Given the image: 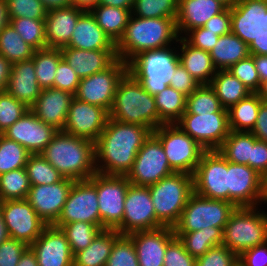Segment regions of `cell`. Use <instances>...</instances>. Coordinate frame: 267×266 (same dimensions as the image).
Returning <instances> with one entry per match:
<instances>
[{
	"instance_id": "1",
	"label": "cell",
	"mask_w": 267,
	"mask_h": 266,
	"mask_svg": "<svg viewBox=\"0 0 267 266\" xmlns=\"http://www.w3.org/2000/svg\"><path fill=\"white\" fill-rule=\"evenodd\" d=\"M152 131L139 124L108 119L95 142L96 171L103 175L126 176L138 151Z\"/></svg>"
},
{
	"instance_id": "2",
	"label": "cell",
	"mask_w": 267,
	"mask_h": 266,
	"mask_svg": "<svg viewBox=\"0 0 267 266\" xmlns=\"http://www.w3.org/2000/svg\"><path fill=\"white\" fill-rule=\"evenodd\" d=\"M179 35L174 18H141L131 14L123 37L116 44L118 59L128 63L143 51L177 44Z\"/></svg>"
},
{
	"instance_id": "3",
	"label": "cell",
	"mask_w": 267,
	"mask_h": 266,
	"mask_svg": "<svg viewBox=\"0 0 267 266\" xmlns=\"http://www.w3.org/2000/svg\"><path fill=\"white\" fill-rule=\"evenodd\" d=\"M64 178L88 180L97 173L95 143L58 131L40 153Z\"/></svg>"
},
{
	"instance_id": "4",
	"label": "cell",
	"mask_w": 267,
	"mask_h": 266,
	"mask_svg": "<svg viewBox=\"0 0 267 266\" xmlns=\"http://www.w3.org/2000/svg\"><path fill=\"white\" fill-rule=\"evenodd\" d=\"M109 118L123 123L139 124L152 132L164 124L159 119L155 97L128 71L118 83Z\"/></svg>"
},
{
	"instance_id": "5",
	"label": "cell",
	"mask_w": 267,
	"mask_h": 266,
	"mask_svg": "<svg viewBox=\"0 0 267 266\" xmlns=\"http://www.w3.org/2000/svg\"><path fill=\"white\" fill-rule=\"evenodd\" d=\"M175 46L177 45L143 51L127 63L128 72L153 96L169 86L175 69L180 64L178 49Z\"/></svg>"
},
{
	"instance_id": "6",
	"label": "cell",
	"mask_w": 267,
	"mask_h": 266,
	"mask_svg": "<svg viewBox=\"0 0 267 266\" xmlns=\"http://www.w3.org/2000/svg\"><path fill=\"white\" fill-rule=\"evenodd\" d=\"M156 219L165 227H174L194 192L193 175L173 173L148 186Z\"/></svg>"
},
{
	"instance_id": "7",
	"label": "cell",
	"mask_w": 267,
	"mask_h": 266,
	"mask_svg": "<svg viewBox=\"0 0 267 266\" xmlns=\"http://www.w3.org/2000/svg\"><path fill=\"white\" fill-rule=\"evenodd\" d=\"M265 242L267 212L258 206L236 207L223 229L222 244L239 256L245 250Z\"/></svg>"
},
{
	"instance_id": "8",
	"label": "cell",
	"mask_w": 267,
	"mask_h": 266,
	"mask_svg": "<svg viewBox=\"0 0 267 266\" xmlns=\"http://www.w3.org/2000/svg\"><path fill=\"white\" fill-rule=\"evenodd\" d=\"M236 206L225 200L203 197L193 192L182 211L174 232L199 231L206 227L225 228Z\"/></svg>"
},
{
	"instance_id": "9",
	"label": "cell",
	"mask_w": 267,
	"mask_h": 266,
	"mask_svg": "<svg viewBox=\"0 0 267 266\" xmlns=\"http://www.w3.org/2000/svg\"><path fill=\"white\" fill-rule=\"evenodd\" d=\"M152 133L160 140L171 169L193 175L205 152L203 147L175 123L163 124Z\"/></svg>"
},
{
	"instance_id": "10",
	"label": "cell",
	"mask_w": 267,
	"mask_h": 266,
	"mask_svg": "<svg viewBox=\"0 0 267 266\" xmlns=\"http://www.w3.org/2000/svg\"><path fill=\"white\" fill-rule=\"evenodd\" d=\"M130 184L126 176L96 173V190L102 229H115L122 235L124 202Z\"/></svg>"
},
{
	"instance_id": "11",
	"label": "cell",
	"mask_w": 267,
	"mask_h": 266,
	"mask_svg": "<svg viewBox=\"0 0 267 266\" xmlns=\"http://www.w3.org/2000/svg\"><path fill=\"white\" fill-rule=\"evenodd\" d=\"M83 221L101 227V219L96 190V173L88 180L75 181L58 220L53 226L60 228L64 224Z\"/></svg>"
},
{
	"instance_id": "12",
	"label": "cell",
	"mask_w": 267,
	"mask_h": 266,
	"mask_svg": "<svg viewBox=\"0 0 267 266\" xmlns=\"http://www.w3.org/2000/svg\"><path fill=\"white\" fill-rule=\"evenodd\" d=\"M175 173L167 160L160 140L153 134L145 140L137 153L131 170L126 175L136 186H149Z\"/></svg>"
},
{
	"instance_id": "13",
	"label": "cell",
	"mask_w": 267,
	"mask_h": 266,
	"mask_svg": "<svg viewBox=\"0 0 267 266\" xmlns=\"http://www.w3.org/2000/svg\"><path fill=\"white\" fill-rule=\"evenodd\" d=\"M175 124L205 151L218 150L230 132L228 111L200 115L183 113Z\"/></svg>"
},
{
	"instance_id": "14",
	"label": "cell",
	"mask_w": 267,
	"mask_h": 266,
	"mask_svg": "<svg viewBox=\"0 0 267 266\" xmlns=\"http://www.w3.org/2000/svg\"><path fill=\"white\" fill-rule=\"evenodd\" d=\"M194 192L228 201V161L217 151H205L193 174Z\"/></svg>"
},
{
	"instance_id": "15",
	"label": "cell",
	"mask_w": 267,
	"mask_h": 266,
	"mask_svg": "<svg viewBox=\"0 0 267 266\" xmlns=\"http://www.w3.org/2000/svg\"><path fill=\"white\" fill-rule=\"evenodd\" d=\"M127 71L128 64L118 59L106 70L82 78L74 97L91 105L99 106L109 113L118 83Z\"/></svg>"
},
{
	"instance_id": "16",
	"label": "cell",
	"mask_w": 267,
	"mask_h": 266,
	"mask_svg": "<svg viewBox=\"0 0 267 266\" xmlns=\"http://www.w3.org/2000/svg\"><path fill=\"white\" fill-rule=\"evenodd\" d=\"M9 238L20 240L30 246L47 224L38 216L27 199L0 202Z\"/></svg>"
},
{
	"instance_id": "17",
	"label": "cell",
	"mask_w": 267,
	"mask_h": 266,
	"mask_svg": "<svg viewBox=\"0 0 267 266\" xmlns=\"http://www.w3.org/2000/svg\"><path fill=\"white\" fill-rule=\"evenodd\" d=\"M228 201L236 207L267 204L264 177L248 165L228 162Z\"/></svg>"
},
{
	"instance_id": "18",
	"label": "cell",
	"mask_w": 267,
	"mask_h": 266,
	"mask_svg": "<svg viewBox=\"0 0 267 266\" xmlns=\"http://www.w3.org/2000/svg\"><path fill=\"white\" fill-rule=\"evenodd\" d=\"M163 227L156 219L148 186L130 184L124 202L122 235Z\"/></svg>"
},
{
	"instance_id": "19",
	"label": "cell",
	"mask_w": 267,
	"mask_h": 266,
	"mask_svg": "<svg viewBox=\"0 0 267 266\" xmlns=\"http://www.w3.org/2000/svg\"><path fill=\"white\" fill-rule=\"evenodd\" d=\"M108 119L109 113L105 109L74 97L62 131L95 143Z\"/></svg>"
},
{
	"instance_id": "20",
	"label": "cell",
	"mask_w": 267,
	"mask_h": 266,
	"mask_svg": "<svg viewBox=\"0 0 267 266\" xmlns=\"http://www.w3.org/2000/svg\"><path fill=\"white\" fill-rule=\"evenodd\" d=\"M58 132L29 109L2 135L22 145L30 154H40Z\"/></svg>"
},
{
	"instance_id": "21",
	"label": "cell",
	"mask_w": 267,
	"mask_h": 266,
	"mask_svg": "<svg viewBox=\"0 0 267 266\" xmlns=\"http://www.w3.org/2000/svg\"><path fill=\"white\" fill-rule=\"evenodd\" d=\"M74 182L64 178L50 185L31 186L26 199L47 225H53L61 214Z\"/></svg>"
},
{
	"instance_id": "22",
	"label": "cell",
	"mask_w": 267,
	"mask_h": 266,
	"mask_svg": "<svg viewBox=\"0 0 267 266\" xmlns=\"http://www.w3.org/2000/svg\"><path fill=\"white\" fill-rule=\"evenodd\" d=\"M35 253L38 266H73V253L60 228L47 225L29 246Z\"/></svg>"
},
{
	"instance_id": "23",
	"label": "cell",
	"mask_w": 267,
	"mask_h": 266,
	"mask_svg": "<svg viewBox=\"0 0 267 266\" xmlns=\"http://www.w3.org/2000/svg\"><path fill=\"white\" fill-rule=\"evenodd\" d=\"M127 236L134 243L139 266H163L167 245L176 237L174 229L165 226Z\"/></svg>"
},
{
	"instance_id": "24",
	"label": "cell",
	"mask_w": 267,
	"mask_h": 266,
	"mask_svg": "<svg viewBox=\"0 0 267 266\" xmlns=\"http://www.w3.org/2000/svg\"><path fill=\"white\" fill-rule=\"evenodd\" d=\"M73 98V94L61 89H42L40 96L29 109L45 124L62 131Z\"/></svg>"
},
{
	"instance_id": "25",
	"label": "cell",
	"mask_w": 267,
	"mask_h": 266,
	"mask_svg": "<svg viewBox=\"0 0 267 266\" xmlns=\"http://www.w3.org/2000/svg\"><path fill=\"white\" fill-rule=\"evenodd\" d=\"M60 50L62 58L80 79L102 72L118 60L116 49L84 50L62 47Z\"/></svg>"
},
{
	"instance_id": "26",
	"label": "cell",
	"mask_w": 267,
	"mask_h": 266,
	"mask_svg": "<svg viewBox=\"0 0 267 266\" xmlns=\"http://www.w3.org/2000/svg\"><path fill=\"white\" fill-rule=\"evenodd\" d=\"M85 10L74 5L47 11L45 17L46 48H62L69 44L79 17Z\"/></svg>"
},
{
	"instance_id": "27",
	"label": "cell",
	"mask_w": 267,
	"mask_h": 266,
	"mask_svg": "<svg viewBox=\"0 0 267 266\" xmlns=\"http://www.w3.org/2000/svg\"><path fill=\"white\" fill-rule=\"evenodd\" d=\"M226 7L217 0H179L176 28L179 37L188 31L203 27L213 16L223 12Z\"/></svg>"
},
{
	"instance_id": "28",
	"label": "cell",
	"mask_w": 267,
	"mask_h": 266,
	"mask_svg": "<svg viewBox=\"0 0 267 266\" xmlns=\"http://www.w3.org/2000/svg\"><path fill=\"white\" fill-rule=\"evenodd\" d=\"M6 91L28 108L35 103L42 88L37 82L33 59L12 64Z\"/></svg>"
},
{
	"instance_id": "29",
	"label": "cell",
	"mask_w": 267,
	"mask_h": 266,
	"mask_svg": "<svg viewBox=\"0 0 267 266\" xmlns=\"http://www.w3.org/2000/svg\"><path fill=\"white\" fill-rule=\"evenodd\" d=\"M65 47L84 50L116 49V44L97 24L90 11H85L78 19L70 42Z\"/></svg>"
},
{
	"instance_id": "30",
	"label": "cell",
	"mask_w": 267,
	"mask_h": 266,
	"mask_svg": "<svg viewBox=\"0 0 267 266\" xmlns=\"http://www.w3.org/2000/svg\"><path fill=\"white\" fill-rule=\"evenodd\" d=\"M177 43L178 55L183 67L200 85L210 84L217 69L213 65L209 52L191 46L182 37H179Z\"/></svg>"
},
{
	"instance_id": "31",
	"label": "cell",
	"mask_w": 267,
	"mask_h": 266,
	"mask_svg": "<svg viewBox=\"0 0 267 266\" xmlns=\"http://www.w3.org/2000/svg\"><path fill=\"white\" fill-rule=\"evenodd\" d=\"M259 0H238L231 8V32L248 46L258 37Z\"/></svg>"
},
{
	"instance_id": "32",
	"label": "cell",
	"mask_w": 267,
	"mask_h": 266,
	"mask_svg": "<svg viewBox=\"0 0 267 266\" xmlns=\"http://www.w3.org/2000/svg\"><path fill=\"white\" fill-rule=\"evenodd\" d=\"M121 236L115 229H103L84 250L73 255V266H106L114 242Z\"/></svg>"
},
{
	"instance_id": "33",
	"label": "cell",
	"mask_w": 267,
	"mask_h": 266,
	"mask_svg": "<svg viewBox=\"0 0 267 266\" xmlns=\"http://www.w3.org/2000/svg\"><path fill=\"white\" fill-rule=\"evenodd\" d=\"M214 67L227 70L238 61L250 55L249 46L232 32L221 35L209 51Z\"/></svg>"
},
{
	"instance_id": "34",
	"label": "cell",
	"mask_w": 267,
	"mask_h": 266,
	"mask_svg": "<svg viewBox=\"0 0 267 266\" xmlns=\"http://www.w3.org/2000/svg\"><path fill=\"white\" fill-rule=\"evenodd\" d=\"M130 9L116 8L98 4L90 12L95 17L100 28L117 44L123 37L129 18Z\"/></svg>"
},
{
	"instance_id": "35",
	"label": "cell",
	"mask_w": 267,
	"mask_h": 266,
	"mask_svg": "<svg viewBox=\"0 0 267 266\" xmlns=\"http://www.w3.org/2000/svg\"><path fill=\"white\" fill-rule=\"evenodd\" d=\"M210 86L214 89L223 108L227 110L252 93L229 70H217Z\"/></svg>"
},
{
	"instance_id": "36",
	"label": "cell",
	"mask_w": 267,
	"mask_h": 266,
	"mask_svg": "<svg viewBox=\"0 0 267 266\" xmlns=\"http://www.w3.org/2000/svg\"><path fill=\"white\" fill-rule=\"evenodd\" d=\"M184 244L186 251L194 258L204 255L209 249L222 244L223 229L206 227L199 231L174 232Z\"/></svg>"
},
{
	"instance_id": "37",
	"label": "cell",
	"mask_w": 267,
	"mask_h": 266,
	"mask_svg": "<svg viewBox=\"0 0 267 266\" xmlns=\"http://www.w3.org/2000/svg\"><path fill=\"white\" fill-rule=\"evenodd\" d=\"M261 102L256 93H251L228 109L230 130L251 132L255 126Z\"/></svg>"
},
{
	"instance_id": "38",
	"label": "cell",
	"mask_w": 267,
	"mask_h": 266,
	"mask_svg": "<svg viewBox=\"0 0 267 266\" xmlns=\"http://www.w3.org/2000/svg\"><path fill=\"white\" fill-rule=\"evenodd\" d=\"M254 135L251 132H229L217 150L228 162L248 165L251 160Z\"/></svg>"
},
{
	"instance_id": "39",
	"label": "cell",
	"mask_w": 267,
	"mask_h": 266,
	"mask_svg": "<svg viewBox=\"0 0 267 266\" xmlns=\"http://www.w3.org/2000/svg\"><path fill=\"white\" fill-rule=\"evenodd\" d=\"M154 97L159 119L164 124L176 123L186 111L187 96L171 86H167Z\"/></svg>"
},
{
	"instance_id": "40",
	"label": "cell",
	"mask_w": 267,
	"mask_h": 266,
	"mask_svg": "<svg viewBox=\"0 0 267 266\" xmlns=\"http://www.w3.org/2000/svg\"><path fill=\"white\" fill-rule=\"evenodd\" d=\"M33 63L37 82L42 89L54 87L55 72L63 59L60 48H44L35 50Z\"/></svg>"
},
{
	"instance_id": "41",
	"label": "cell",
	"mask_w": 267,
	"mask_h": 266,
	"mask_svg": "<svg viewBox=\"0 0 267 266\" xmlns=\"http://www.w3.org/2000/svg\"><path fill=\"white\" fill-rule=\"evenodd\" d=\"M34 51L10 23L0 31V54L12 64L32 59Z\"/></svg>"
},
{
	"instance_id": "42",
	"label": "cell",
	"mask_w": 267,
	"mask_h": 266,
	"mask_svg": "<svg viewBox=\"0 0 267 266\" xmlns=\"http://www.w3.org/2000/svg\"><path fill=\"white\" fill-rule=\"evenodd\" d=\"M31 188L25 168L12 170L0 175V202L26 199Z\"/></svg>"
},
{
	"instance_id": "43",
	"label": "cell",
	"mask_w": 267,
	"mask_h": 266,
	"mask_svg": "<svg viewBox=\"0 0 267 266\" xmlns=\"http://www.w3.org/2000/svg\"><path fill=\"white\" fill-rule=\"evenodd\" d=\"M218 111H228L221 105L214 89L210 84H201L187 97L186 111L192 114H211Z\"/></svg>"
},
{
	"instance_id": "44",
	"label": "cell",
	"mask_w": 267,
	"mask_h": 266,
	"mask_svg": "<svg viewBox=\"0 0 267 266\" xmlns=\"http://www.w3.org/2000/svg\"><path fill=\"white\" fill-rule=\"evenodd\" d=\"M60 229L65 234L73 255L86 249L97 234L103 230L98 225L83 221L64 224Z\"/></svg>"
},
{
	"instance_id": "45",
	"label": "cell",
	"mask_w": 267,
	"mask_h": 266,
	"mask_svg": "<svg viewBox=\"0 0 267 266\" xmlns=\"http://www.w3.org/2000/svg\"><path fill=\"white\" fill-rule=\"evenodd\" d=\"M25 169L31 186L50 185L64 179L41 154H30Z\"/></svg>"
},
{
	"instance_id": "46",
	"label": "cell",
	"mask_w": 267,
	"mask_h": 266,
	"mask_svg": "<svg viewBox=\"0 0 267 266\" xmlns=\"http://www.w3.org/2000/svg\"><path fill=\"white\" fill-rule=\"evenodd\" d=\"M21 38L35 50L46 48L45 19L9 18Z\"/></svg>"
},
{
	"instance_id": "47",
	"label": "cell",
	"mask_w": 267,
	"mask_h": 266,
	"mask_svg": "<svg viewBox=\"0 0 267 266\" xmlns=\"http://www.w3.org/2000/svg\"><path fill=\"white\" fill-rule=\"evenodd\" d=\"M179 0H135L132 15L141 18H174Z\"/></svg>"
},
{
	"instance_id": "48",
	"label": "cell",
	"mask_w": 267,
	"mask_h": 266,
	"mask_svg": "<svg viewBox=\"0 0 267 266\" xmlns=\"http://www.w3.org/2000/svg\"><path fill=\"white\" fill-rule=\"evenodd\" d=\"M29 155L22 145L0 134V175L25 168Z\"/></svg>"
},
{
	"instance_id": "49",
	"label": "cell",
	"mask_w": 267,
	"mask_h": 266,
	"mask_svg": "<svg viewBox=\"0 0 267 266\" xmlns=\"http://www.w3.org/2000/svg\"><path fill=\"white\" fill-rule=\"evenodd\" d=\"M106 266H139L134 243L127 235L114 242Z\"/></svg>"
},
{
	"instance_id": "50",
	"label": "cell",
	"mask_w": 267,
	"mask_h": 266,
	"mask_svg": "<svg viewBox=\"0 0 267 266\" xmlns=\"http://www.w3.org/2000/svg\"><path fill=\"white\" fill-rule=\"evenodd\" d=\"M29 108L7 91L0 92V134L19 120Z\"/></svg>"
},
{
	"instance_id": "51",
	"label": "cell",
	"mask_w": 267,
	"mask_h": 266,
	"mask_svg": "<svg viewBox=\"0 0 267 266\" xmlns=\"http://www.w3.org/2000/svg\"><path fill=\"white\" fill-rule=\"evenodd\" d=\"M9 18L45 19L47 10L40 0H6Z\"/></svg>"
},
{
	"instance_id": "52",
	"label": "cell",
	"mask_w": 267,
	"mask_h": 266,
	"mask_svg": "<svg viewBox=\"0 0 267 266\" xmlns=\"http://www.w3.org/2000/svg\"><path fill=\"white\" fill-rule=\"evenodd\" d=\"M238 255L227 246L220 244L196 258L195 266H237Z\"/></svg>"
},
{
	"instance_id": "53",
	"label": "cell",
	"mask_w": 267,
	"mask_h": 266,
	"mask_svg": "<svg viewBox=\"0 0 267 266\" xmlns=\"http://www.w3.org/2000/svg\"><path fill=\"white\" fill-rule=\"evenodd\" d=\"M229 70L237 77L252 93H256L260 87V78L255 67L253 55L238 61Z\"/></svg>"
},
{
	"instance_id": "54",
	"label": "cell",
	"mask_w": 267,
	"mask_h": 266,
	"mask_svg": "<svg viewBox=\"0 0 267 266\" xmlns=\"http://www.w3.org/2000/svg\"><path fill=\"white\" fill-rule=\"evenodd\" d=\"M195 262L196 258L186 251L177 237L167 245L163 266H195Z\"/></svg>"
},
{
	"instance_id": "55",
	"label": "cell",
	"mask_w": 267,
	"mask_h": 266,
	"mask_svg": "<svg viewBox=\"0 0 267 266\" xmlns=\"http://www.w3.org/2000/svg\"><path fill=\"white\" fill-rule=\"evenodd\" d=\"M55 73L54 88L67 91L75 95L81 79L73 68L69 66L64 59H62L59 62Z\"/></svg>"
},
{
	"instance_id": "56",
	"label": "cell",
	"mask_w": 267,
	"mask_h": 266,
	"mask_svg": "<svg viewBox=\"0 0 267 266\" xmlns=\"http://www.w3.org/2000/svg\"><path fill=\"white\" fill-rule=\"evenodd\" d=\"M250 55H267V0H259L258 37L249 45Z\"/></svg>"
},
{
	"instance_id": "57",
	"label": "cell",
	"mask_w": 267,
	"mask_h": 266,
	"mask_svg": "<svg viewBox=\"0 0 267 266\" xmlns=\"http://www.w3.org/2000/svg\"><path fill=\"white\" fill-rule=\"evenodd\" d=\"M28 247L26 243L12 238L3 241L0 244V266H17Z\"/></svg>"
},
{
	"instance_id": "58",
	"label": "cell",
	"mask_w": 267,
	"mask_h": 266,
	"mask_svg": "<svg viewBox=\"0 0 267 266\" xmlns=\"http://www.w3.org/2000/svg\"><path fill=\"white\" fill-rule=\"evenodd\" d=\"M219 37L204 27H198L188 31L182 38L191 46L209 52L216 45Z\"/></svg>"
},
{
	"instance_id": "59",
	"label": "cell",
	"mask_w": 267,
	"mask_h": 266,
	"mask_svg": "<svg viewBox=\"0 0 267 266\" xmlns=\"http://www.w3.org/2000/svg\"><path fill=\"white\" fill-rule=\"evenodd\" d=\"M169 86L188 97L200 86V84L180 63L175 69Z\"/></svg>"
},
{
	"instance_id": "60",
	"label": "cell",
	"mask_w": 267,
	"mask_h": 266,
	"mask_svg": "<svg viewBox=\"0 0 267 266\" xmlns=\"http://www.w3.org/2000/svg\"><path fill=\"white\" fill-rule=\"evenodd\" d=\"M248 166L263 177L267 175V142L258 140L255 136Z\"/></svg>"
},
{
	"instance_id": "61",
	"label": "cell",
	"mask_w": 267,
	"mask_h": 266,
	"mask_svg": "<svg viewBox=\"0 0 267 266\" xmlns=\"http://www.w3.org/2000/svg\"><path fill=\"white\" fill-rule=\"evenodd\" d=\"M238 263L241 266H267V242L242 252Z\"/></svg>"
},
{
	"instance_id": "62",
	"label": "cell",
	"mask_w": 267,
	"mask_h": 266,
	"mask_svg": "<svg viewBox=\"0 0 267 266\" xmlns=\"http://www.w3.org/2000/svg\"><path fill=\"white\" fill-rule=\"evenodd\" d=\"M218 36L231 32V8H226L223 12L211 17L203 26Z\"/></svg>"
},
{
	"instance_id": "63",
	"label": "cell",
	"mask_w": 267,
	"mask_h": 266,
	"mask_svg": "<svg viewBox=\"0 0 267 266\" xmlns=\"http://www.w3.org/2000/svg\"><path fill=\"white\" fill-rule=\"evenodd\" d=\"M251 133L261 141L267 142V103L261 102L255 126Z\"/></svg>"
},
{
	"instance_id": "64",
	"label": "cell",
	"mask_w": 267,
	"mask_h": 266,
	"mask_svg": "<svg viewBox=\"0 0 267 266\" xmlns=\"http://www.w3.org/2000/svg\"><path fill=\"white\" fill-rule=\"evenodd\" d=\"M11 69L12 63L0 54V92H4L7 89Z\"/></svg>"
},
{
	"instance_id": "65",
	"label": "cell",
	"mask_w": 267,
	"mask_h": 266,
	"mask_svg": "<svg viewBox=\"0 0 267 266\" xmlns=\"http://www.w3.org/2000/svg\"><path fill=\"white\" fill-rule=\"evenodd\" d=\"M260 81L267 80V55H253Z\"/></svg>"
},
{
	"instance_id": "66",
	"label": "cell",
	"mask_w": 267,
	"mask_h": 266,
	"mask_svg": "<svg viewBox=\"0 0 267 266\" xmlns=\"http://www.w3.org/2000/svg\"><path fill=\"white\" fill-rule=\"evenodd\" d=\"M17 266H38L36 255L30 247L22 254Z\"/></svg>"
},
{
	"instance_id": "67",
	"label": "cell",
	"mask_w": 267,
	"mask_h": 266,
	"mask_svg": "<svg viewBox=\"0 0 267 266\" xmlns=\"http://www.w3.org/2000/svg\"><path fill=\"white\" fill-rule=\"evenodd\" d=\"M135 0H100L99 4L123 9H133Z\"/></svg>"
},
{
	"instance_id": "68",
	"label": "cell",
	"mask_w": 267,
	"mask_h": 266,
	"mask_svg": "<svg viewBox=\"0 0 267 266\" xmlns=\"http://www.w3.org/2000/svg\"><path fill=\"white\" fill-rule=\"evenodd\" d=\"M47 11L72 5V0H40Z\"/></svg>"
},
{
	"instance_id": "69",
	"label": "cell",
	"mask_w": 267,
	"mask_h": 266,
	"mask_svg": "<svg viewBox=\"0 0 267 266\" xmlns=\"http://www.w3.org/2000/svg\"><path fill=\"white\" fill-rule=\"evenodd\" d=\"M100 0H72V5L85 11H90L93 7L98 5Z\"/></svg>"
},
{
	"instance_id": "70",
	"label": "cell",
	"mask_w": 267,
	"mask_h": 266,
	"mask_svg": "<svg viewBox=\"0 0 267 266\" xmlns=\"http://www.w3.org/2000/svg\"><path fill=\"white\" fill-rule=\"evenodd\" d=\"M10 22L7 13L6 0H0V31Z\"/></svg>"
},
{
	"instance_id": "71",
	"label": "cell",
	"mask_w": 267,
	"mask_h": 266,
	"mask_svg": "<svg viewBox=\"0 0 267 266\" xmlns=\"http://www.w3.org/2000/svg\"><path fill=\"white\" fill-rule=\"evenodd\" d=\"M256 94L262 100V102L267 103V80H264L260 83V87L257 90Z\"/></svg>"
},
{
	"instance_id": "72",
	"label": "cell",
	"mask_w": 267,
	"mask_h": 266,
	"mask_svg": "<svg viewBox=\"0 0 267 266\" xmlns=\"http://www.w3.org/2000/svg\"><path fill=\"white\" fill-rule=\"evenodd\" d=\"M9 238L2 212L0 211V244Z\"/></svg>"
},
{
	"instance_id": "73",
	"label": "cell",
	"mask_w": 267,
	"mask_h": 266,
	"mask_svg": "<svg viewBox=\"0 0 267 266\" xmlns=\"http://www.w3.org/2000/svg\"><path fill=\"white\" fill-rule=\"evenodd\" d=\"M221 2L226 8H232L238 0H217Z\"/></svg>"
},
{
	"instance_id": "74",
	"label": "cell",
	"mask_w": 267,
	"mask_h": 266,
	"mask_svg": "<svg viewBox=\"0 0 267 266\" xmlns=\"http://www.w3.org/2000/svg\"><path fill=\"white\" fill-rule=\"evenodd\" d=\"M264 193H265V198H266V203H267V175L264 177Z\"/></svg>"
}]
</instances>
